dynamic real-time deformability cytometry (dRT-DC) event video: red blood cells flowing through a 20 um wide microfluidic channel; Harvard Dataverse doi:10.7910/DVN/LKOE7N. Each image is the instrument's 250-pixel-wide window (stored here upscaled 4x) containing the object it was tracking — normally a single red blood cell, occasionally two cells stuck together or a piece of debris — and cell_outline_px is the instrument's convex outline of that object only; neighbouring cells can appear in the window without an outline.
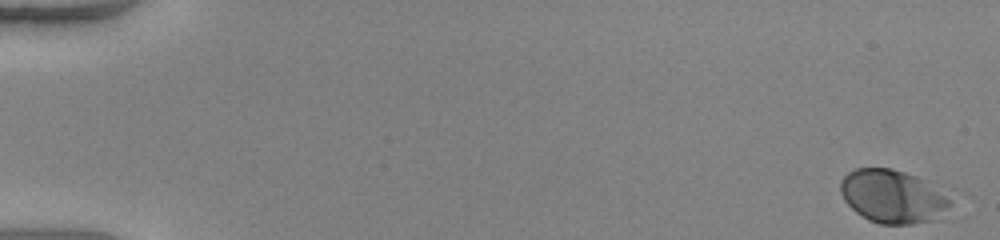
{"species": "human", "species_latin": "Homo sapiens", "temperature_condition": "warm", "stored_images_in_passage": 43, "camera_frame_rate_fps": 3000, "um_per_image_px": 0.085, "donor": {"sex": "female"}, "frame": {"image": 1, "passage_image": 1, "time_ms": 0.0, "image_size_px": [1000, 240], "cell_outline_px": [[968, 196], [940, 220], [912, 224], [880, 224], [868, 220], [856, 212], [844, 200], [840, 192], [840, 180], [848, 172], [856, 168], [892, 168], [956, 188], [968, 192]], "centroid_in_image_um": [76.32, 16.69], "position_along_channel_um": 8.7, "area_um2": 37.8}}
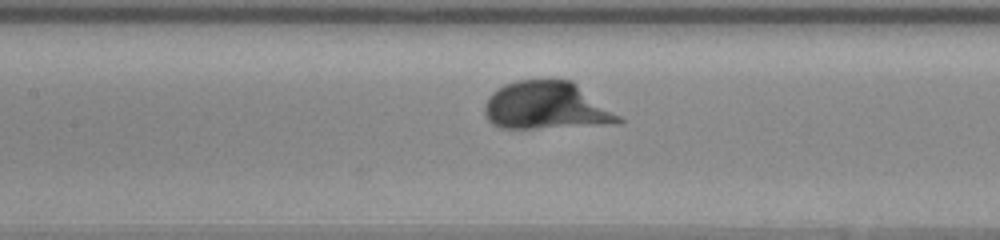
{"frame": {"image": 2, "passage_image": 25, "time_ms": 8.0, "image_size_px": [1000, 240], "cell_outline_px": [[624, 120], [620, 124], [536, 128], [500, 128], [492, 124], [484, 116], [484, 104], [488, 96], [496, 88], [504, 84], [516, 80], [572, 80], [620, 116]], "centroid_in_image_um": [46.41, 9.0], "position_along_channel_um": 161.0, "area_um2": 37.45}}
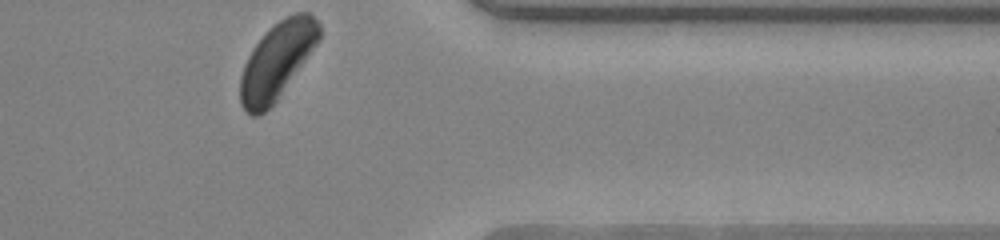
{"frame": {"image": 3, "passage_image": 43, "time_ms": 14.0, "image_size_px": [1000, 240], "cell_outline_px": [[320, 40], [276, 100], [260, 116], [252, 116], [240, 104], [240, 76], [244, 64], [252, 48], [284, 16], [296, 12], [308, 12], [320, 24]], "centroid_in_image_um": [23.54, 5.16], "position_along_channel_um": 387.9, "area_um2": 34.51}, "authors_computed_cell_mechanics": {"area_um2": 34.3332, "velocity_mm_per_s": 3.9671, "shape_relaxation_time_tau1_ms": 2.3959, "shape_relaxation_time_tau2_ms": null, "deformation_change_tau1": 0.1927, "deformation_change_tau2": null}}